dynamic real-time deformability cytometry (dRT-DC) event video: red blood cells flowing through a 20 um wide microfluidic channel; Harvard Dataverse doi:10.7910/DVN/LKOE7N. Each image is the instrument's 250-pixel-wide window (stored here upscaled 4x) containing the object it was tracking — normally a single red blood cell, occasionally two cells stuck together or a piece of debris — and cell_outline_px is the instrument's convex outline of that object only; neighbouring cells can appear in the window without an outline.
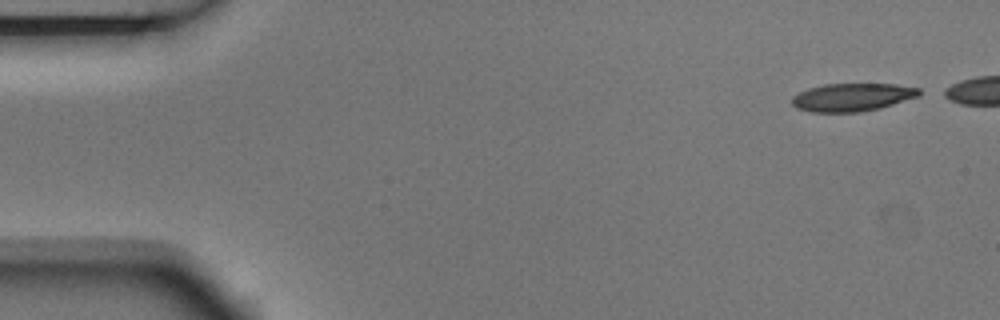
{"species": "Egyptian fruit bat (a non-hibernating species)", "species_latin": "Rousettus aegyptiacus", "temperature_condition": "room temperature", "stored_images_in_passage": 7, "camera_frame_rate_fps": 3000, "um_per_image_px": 0.085, "animal": {"sex": "male"}, "frame": {"image": 1, "passage_image": 1, "time_ms": 0.0, "image_size_px": [1000, 320], "cell_outline_px": [[920, 96], [880, 108], [860, 112], [812, 112], [796, 108], [792, 104], [792, 96], [808, 88], [824, 84], [896, 84], [920, 88]], "centroid_in_image_um": [72.45, 8.26], "position_along_channel_um": 12.6, "area_um2": 20.81}}
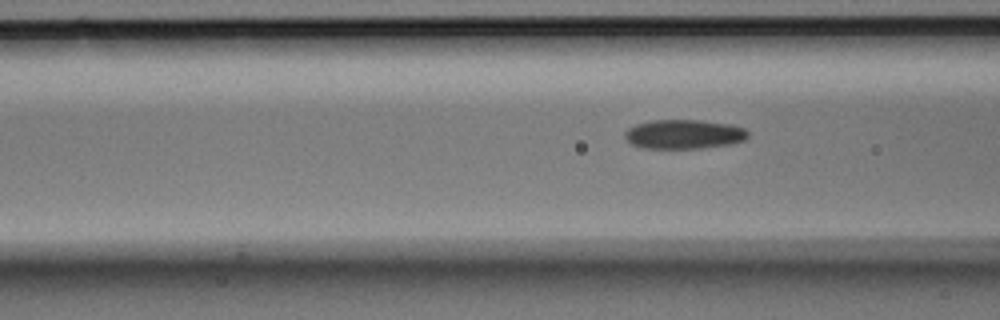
{"frame": {"image": 2, "passage_image": 7, "time_ms": 2.0, "image_size_px": [1000, 320], "cell_outline_px": [[748, 136], [744, 140], [732, 144], [700, 148], [640, 148], [632, 144], [624, 136], [624, 132], [628, 128], [636, 124], [652, 120], [704, 120], [732, 124], [744, 128], [748, 132]], "centroid_in_image_um": [58.14, 11.4], "position_along_channel_um": 108.5, "area_um2": 21.15}}